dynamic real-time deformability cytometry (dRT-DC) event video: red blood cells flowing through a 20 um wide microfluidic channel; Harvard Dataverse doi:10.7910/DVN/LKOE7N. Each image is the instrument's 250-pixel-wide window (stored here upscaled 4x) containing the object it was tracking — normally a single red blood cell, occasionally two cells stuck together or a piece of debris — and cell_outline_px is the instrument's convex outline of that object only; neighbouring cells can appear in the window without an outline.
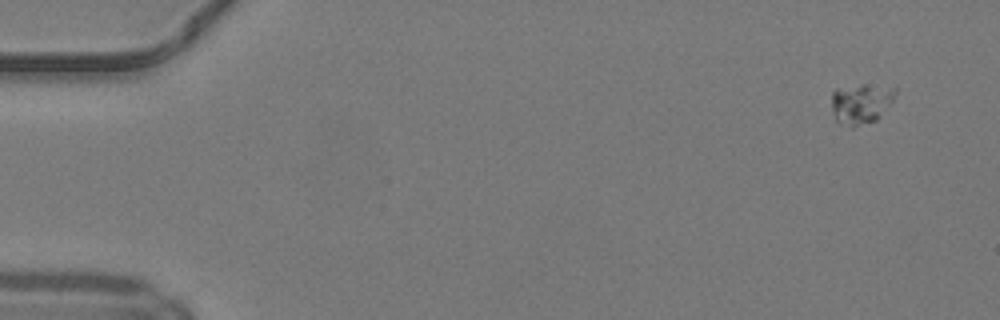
{"species": "common noctule bat (a hibernating species)", "species_latin": "Nyctalus noctula", "temperature_condition": "warm", "stored_images_in_passage": 5, "camera_frame_rate_fps": 3000, "um_per_image_px": 0.085, "animal": {"sex": "male", "body_mass_g": 19.2, "forearm_length_mm": 51.8}, "frame": {"image": 1, "passage_image": 1, "time_ms": 0.0, "image_size_px": [1000, 320], "cell_outline_px": [[896, 92], [892, 100], [876, 120], [852, 128], [840, 124], [836, 120], [832, 108], [832, 92], [836, 88], [864, 84], [896, 88]], "centroid_in_image_um": [73.14, 8.81], "position_along_channel_um": 11.9, "area_um2": 14.85}}